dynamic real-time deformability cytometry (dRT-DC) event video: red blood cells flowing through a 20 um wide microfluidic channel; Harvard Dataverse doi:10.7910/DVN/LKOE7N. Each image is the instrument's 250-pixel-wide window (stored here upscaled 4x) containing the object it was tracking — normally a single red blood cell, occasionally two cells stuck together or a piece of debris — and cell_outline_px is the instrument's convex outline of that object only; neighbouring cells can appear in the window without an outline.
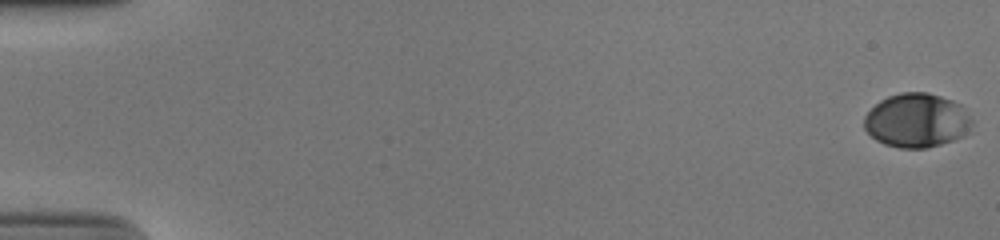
{"species": "human", "species_latin": "Homo sapiens", "temperature_condition": "cold", "stored_images_in_passage": 49, "camera_frame_rate_fps": 3000, "um_per_image_px": 0.085, "donor": {"sex": "male"}, "frame": {"image": 1, "passage_image": 1, "time_ms": 0.0, "image_size_px": [1000, 240], "cell_outline_px": [[972, 132], [964, 136], [940, 144], [924, 148], [900, 148], [884, 144], [876, 140], [864, 128], [864, 116], [880, 100], [888, 96], [900, 92], [928, 92], [952, 100], [960, 104], [972, 120]], "centroid_in_image_um": [77.94, 10.24], "position_along_channel_um": 7.1, "area_um2": 34.1}}
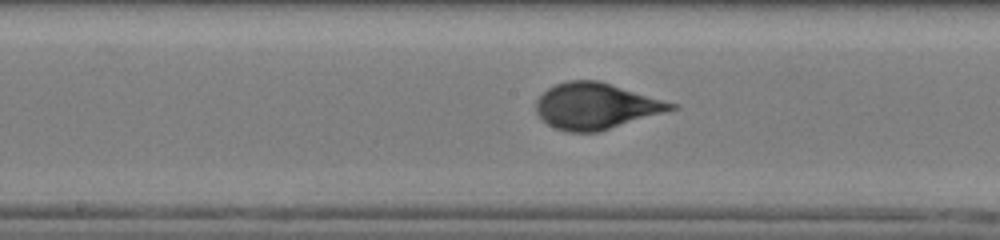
{"frame": {"image": 2, "passage_image": 30, "time_ms": 9.667, "image_size_px": [1000, 240], "cell_outline_px": [[680, 108], [600, 132], [568, 132], [556, 128], [548, 124], [536, 112], [536, 100], [548, 88], [556, 84], [568, 80], [600, 80], [680, 104]], "centroid_in_image_um": [50.73, 9.01], "position_along_channel_um": 197.5, "area_um2": 36.76}}
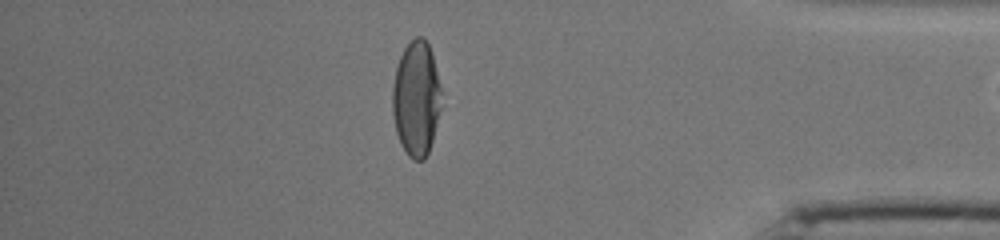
{"frame": {"image": 3, "passage_image": 48, "time_ms": 15.667, "image_size_px": [1000, 240], "cell_outline_px": [[440, 108], [432, 140], [428, 152], [424, 160], [412, 160], [408, 156], [400, 144], [396, 132], [392, 112], [392, 88], [396, 68], [400, 56], [404, 48], [416, 36], [424, 36], [432, 52], [440, 84]], "centroid_in_image_um": [35.36, 8.37], "position_along_channel_um": 399.8, "area_um2": 32.77}}